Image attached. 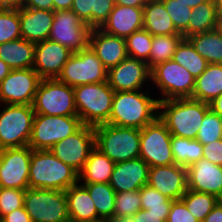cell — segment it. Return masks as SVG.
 <instances>
[{
	"mask_svg": "<svg viewBox=\"0 0 222 222\" xmlns=\"http://www.w3.org/2000/svg\"><path fill=\"white\" fill-rule=\"evenodd\" d=\"M159 115V100L151 89L115 92L108 124L142 129Z\"/></svg>",
	"mask_w": 222,
	"mask_h": 222,
	"instance_id": "obj_1",
	"label": "cell"
},
{
	"mask_svg": "<svg viewBox=\"0 0 222 222\" xmlns=\"http://www.w3.org/2000/svg\"><path fill=\"white\" fill-rule=\"evenodd\" d=\"M209 104L192 98L159 101V118L171 135L196 139Z\"/></svg>",
	"mask_w": 222,
	"mask_h": 222,
	"instance_id": "obj_2",
	"label": "cell"
},
{
	"mask_svg": "<svg viewBox=\"0 0 222 222\" xmlns=\"http://www.w3.org/2000/svg\"><path fill=\"white\" fill-rule=\"evenodd\" d=\"M78 182V173L50 150H32L29 188L65 191Z\"/></svg>",
	"mask_w": 222,
	"mask_h": 222,
	"instance_id": "obj_3",
	"label": "cell"
},
{
	"mask_svg": "<svg viewBox=\"0 0 222 222\" xmlns=\"http://www.w3.org/2000/svg\"><path fill=\"white\" fill-rule=\"evenodd\" d=\"M94 134L95 147L113 162L119 163L139 158L140 129L105 123L95 126Z\"/></svg>",
	"mask_w": 222,
	"mask_h": 222,
	"instance_id": "obj_4",
	"label": "cell"
},
{
	"mask_svg": "<svg viewBox=\"0 0 222 222\" xmlns=\"http://www.w3.org/2000/svg\"><path fill=\"white\" fill-rule=\"evenodd\" d=\"M77 116L84 125L98 126L109 122L115 92L108 81L74 87Z\"/></svg>",
	"mask_w": 222,
	"mask_h": 222,
	"instance_id": "obj_5",
	"label": "cell"
},
{
	"mask_svg": "<svg viewBox=\"0 0 222 222\" xmlns=\"http://www.w3.org/2000/svg\"><path fill=\"white\" fill-rule=\"evenodd\" d=\"M3 105L0 111V150L28 146L35 117L33 106Z\"/></svg>",
	"mask_w": 222,
	"mask_h": 222,
	"instance_id": "obj_6",
	"label": "cell"
},
{
	"mask_svg": "<svg viewBox=\"0 0 222 222\" xmlns=\"http://www.w3.org/2000/svg\"><path fill=\"white\" fill-rule=\"evenodd\" d=\"M24 208L32 222H70L65 191L28 188Z\"/></svg>",
	"mask_w": 222,
	"mask_h": 222,
	"instance_id": "obj_7",
	"label": "cell"
},
{
	"mask_svg": "<svg viewBox=\"0 0 222 222\" xmlns=\"http://www.w3.org/2000/svg\"><path fill=\"white\" fill-rule=\"evenodd\" d=\"M35 114L77 115L73 87L54 79H41L33 101Z\"/></svg>",
	"mask_w": 222,
	"mask_h": 222,
	"instance_id": "obj_8",
	"label": "cell"
},
{
	"mask_svg": "<svg viewBox=\"0 0 222 222\" xmlns=\"http://www.w3.org/2000/svg\"><path fill=\"white\" fill-rule=\"evenodd\" d=\"M195 81L187 69L172 59L151 69V84L158 89L159 101L192 98Z\"/></svg>",
	"mask_w": 222,
	"mask_h": 222,
	"instance_id": "obj_9",
	"label": "cell"
},
{
	"mask_svg": "<svg viewBox=\"0 0 222 222\" xmlns=\"http://www.w3.org/2000/svg\"><path fill=\"white\" fill-rule=\"evenodd\" d=\"M82 125L77 115L35 114L28 146L33 150H49L57 142L75 133Z\"/></svg>",
	"mask_w": 222,
	"mask_h": 222,
	"instance_id": "obj_10",
	"label": "cell"
},
{
	"mask_svg": "<svg viewBox=\"0 0 222 222\" xmlns=\"http://www.w3.org/2000/svg\"><path fill=\"white\" fill-rule=\"evenodd\" d=\"M108 70L88 46L67 60L57 79L71 87L107 81Z\"/></svg>",
	"mask_w": 222,
	"mask_h": 222,
	"instance_id": "obj_11",
	"label": "cell"
},
{
	"mask_svg": "<svg viewBox=\"0 0 222 222\" xmlns=\"http://www.w3.org/2000/svg\"><path fill=\"white\" fill-rule=\"evenodd\" d=\"M171 133L159 116L140 129V155L150 167L174 163L171 149Z\"/></svg>",
	"mask_w": 222,
	"mask_h": 222,
	"instance_id": "obj_12",
	"label": "cell"
},
{
	"mask_svg": "<svg viewBox=\"0 0 222 222\" xmlns=\"http://www.w3.org/2000/svg\"><path fill=\"white\" fill-rule=\"evenodd\" d=\"M91 28L70 9L54 11L49 40L67 47L73 53L89 46Z\"/></svg>",
	"mask_w": 222,
	"mask_h": 222,
	"instance_id": "obj_13",
	"label": "cell"
},
{
	"mask_svg": "<svg viewBox=\"0 0 222 222\" xmlns=\"http://www.w3.org/2000/svg\"><path fill=\"white\" fill-rule=\"evenodd\" d=\"M94 147V127L83 124L75 133L57 142L49 150L79 173Z\"/></svg>",
	"mask_w": 222,
	"mask_h": 222,
	"instance_id": "obj_14",
	"label": "cell"
},
{
	"mask_svg": "<svg viewBox=\"0 0 222 222\" xmlns=\"http://www.w3.org/2000/svg\"><path fill=\"white\" fill-rule=\"evenodd\" d=\"M40 81L33 68L11 69L0 83V104L32 105Z\"/></svg>",
	"mask_w": 222,
	"mask_h": 222,
	"instance_id": "obj_15",
	"label": "cell"
},
{
	"mask_svg": "<svg viewBox=\"0 0 222 222\" xmlns=\"http://www.w3.org/2000/svg\"><path fill=\"white\" fill-rule=\"evenodd\" d=\"M32 150L29 146L0 150V184L2 188L20 190L29 188Z\"/></svg>",
	"mask_w": 222,
	"mask_h": 222,
	"instance_id": "obj_16",
	"label": "cell"
},
{
	"mask_svg": "<svg viewBox=\"0 0 222 222\" xmlns=\"http://www.w3.org/2000/svg\"><path fill=\"white\" fill-rule=\"evenodd\" d=\"M107 81L114 92L146 90L144 86L151 83V69L142 60L127 57L108 70Z\"/></svg>",
	"mask_w": 222,
	"mask_h": 222,
	"instance_id": "obj_17",
	"label": "cell"
},
{
	"mask_svg": "<svg viewBox=\"0 0 222 222\" xmlns=\"http://www.w3.org/2000/svg\"><path fill=\"white\" fill-rule=\"evenodd\" d=\"M73 52L49 39L35 43L33 69L41 79L57 78Z\"/></svg>",
	"mask_w": 222,
	"mask_h": 222,
	"instance_id": "obj_18",
	"label": "cell"
},
{
	"mask_svg": "<svg viewBox=\"0 0 222 222\" xmlns=\"http://www.w3.org/2000/svg\"><path fill=\"white\" fill-rule=\"evenodd\" d=\"M147 184L167 198L179 200L188 190L187 169L177 164L150 167Z\"/></svg>",
	"mask_w": 222,
	"mask_h": 222,
	"instance_id": "obj_19",
	"label": "cell"
},
{
	"mask_svg": "<svg viewBox=\"0 0 222 222\" xmlns=\"http://www.w3.org/2000/svg\"><path fill=\"white\" fill-rule=\"evenodd\" d=\"M187 169V188L222 200V166L200 159Z\"/></svg>",
	"mask_w": 222,
	"mask_h": 222,
	"instance_id": "obj_20",
	"label": "cell"
},
{
	"mask_svg": "<svg viewBox=\"0 0 222 222\" xmlns=\"http://www.w3.org/2000/svg\"><path fill=\"white\" fill-rule=\"evenodd\" d=\"M149 169L141 158L116 163L109 185L117 193L139 190L148 183Z\"/></svg>",
	"mask_w": 222,
	"mask_h": 222,
	"instance_id": "obj_21",
	"label": "cell"
},
{
	"mask_svg": "<svg viewBox=\"0 0 222 222\" xmlns=\"http://www.w3.org/2000/svg\"><path fill=\"white\" fill-rule=\"evenodd\" d=\"M89 47L109 70L128 57L126 39L110 35L100 28L91 29Z\"/></svg>",
	"mask_w": 222,
	"mask_h": 222,
	"instance_id": "obj_22",
	"label": "cell"
},
{
	"mask_svg": "<svg viewBox=\"0 0 222 222\" xmlns=\"http://www.w3.org/2000/svg\"><path fill=\"white\" fill-rule=\"evenodd\" d=\"M143 8L114 5L107 21L100 28L107 34L127 38L143 29Z\"/></svg>",
	"mask_w": 222,
	"mask_h": 222,
	"instance_id": "obj_23",
	"label": "cell"
},
{
	"mask_svg": "<svg viewBox=\"0 0 222 222\" xmlns=\"http://www.w3.org/2000/svg\"><path fill=\"white\" fill-rule=\"evenodd\" d=\"M21 38L34 43L47 40L54 20V11L20 8Z\"/></svg>",
	"mask_w": 222,
	"mask_h": 222,
	"instance_id": "obj_24",
	"label": "cell"
},
{
	"mask_svg": "<svg viewBox=\"0 0 222 222\" xmlns=\"http://www.w3.org/2000/svg\"><path fill=\"white\" fill-rule=\"evenodd\" d=\"M70 222L97 219V210L87 188L77 182L65 190Z\"/></svg>",
	"mask_w": 222,
	"mask_h": 222,
	"instance_id": "obj_25",
	"label": "cell"
},
{
	"mask_svg": "<svg viewBox=\"0 0 222 222\" xmlns=\"http://www.w3.org/2000/svg\"><path fill=\"white\" fill-rule=\"evenodd\" d=\"M115 164L107 155L94 147L78 173V182L81 184L109 183Z\"/></svg>",
	"mask_w": 222,
	"mask_h": 222,
	"instance_id": "obj_26",
	"label": "cell"
},
{
	"mask_svg": "<svg viewBox=\"0 0 222 222\" xmlns=\"http://www.w3.org/2000/svg\"><path fill=\"white\" fill-rule=\"evenodd\" d=\"M35 43L19 38L0 44V59L10 69L33 68Z\"/></svg>",
	"mask_w": 222,
	"mask_h": 222,
	"instance_id": "obj_27",
	"label": "cell"
},
{
	"mask_svg": "<svg viewBox=\"0 0 222 222\" xmlns=\"http://www.w3.org/2000/svg\"><path fill=\"white\" fill-rule=\"evenodd\" d=\"M143 29L152 36L156 35H182L174 27L170 15L160 0H150L143 7Z\"/></svg>",
	"mask_w": 222,
	"mask_h": 222,
	"instance_id": "obj_28",
	"label": "cell"
},
{
	"mask_svg": "<svg viewBox=\"0 0 222 222\" xmlns=\"http://www.w3.org/2000/svg\"><path fill=\"white\" fill-rule=\"evenodd\" d=\"M222 94V64H208L196 78L192 99L211 103Z\"/></svg>",
	"mask_w": 222,
	"mask_h": 222,
	"instance_id": "obj_29",
	"label": "cell"
},
{
	"mask_svg": "<svg viewBox=\"0 0 222 222\" xmlns=\"http://www.w3.org/2000/svg\"><path fill=\"white\" fill-rule=\"evenodd\" d=\"M187 39L208 64H222V32L218 27Z\"/></svg>",
	"mask_w": 222,
	"mask_h": 222,
	"instance_id": "obj_30",
	"label": "cell"
},
{
	"mask_svg": "<svg viewBox=\"0 0 222 222\" xmlns=\"http://www.w3.org/2000/svg\"><path fill=\"white\" fill-rule=\"evenodd\" d=\"M218 25L215 0H208L192 9L188 24V37L213 30Z\"/></svg>",
	"mask_w": 222,
	"mask_h": 222,
	"instance_id": "obj_31",
	"label": "cell"
},
{
	"mask_svg": "<svg viewBox=\"0 0 222 222\" xmlns=\"http://www.w3.org/2000/svg\"><path fill=\"white\" fill-rule=\"evenodd\" d=\"M171 149L174 163L186 168L203 158V145L197 139L172 135Z\"/></svg>",
	"mask_w": 222,
	"mask_h": 222,
	"instance_id": "obj_32",
	"label": "cell"
},
{
	"mask_svg": "<svg viewBox=\"0 0 222 222\" xmlns=\"http://www.w3.org/2000/svg\"><path fill=\"white\" fill-rule=\"evenodd\" d=\"M172 60L187 69L195 79L205 71L208 65L207 61L195 51L187 38L180 41Z\"/></svg>",
	"mask_w": 222,
	"mask_h": 222,
	"instance_id": "obj_33",
	"label": "cell"
},
{
	"mask_svg": "<svg viewBox=\"0 0 222 222\" xmlns=\"http://www.w3.org/2000/svg\"><path fill=\"white\" fill-rule=\"evenodd\" d=\"M97 210V218H111L115 208V190L109 183L83 184Z\"/></svg>",
	"mask_w": 222,
	"mask_h": 222,
	"instance_id": "obj_34",
	"label": "cell"
},
{
	"mask_svg": "<svg viewBox=\"0 0 222 222\" xmlns=\"http://www.w3.org/2000/svg\"><path fill=\"white\" fill-rule=\"evenodd\" d=\"M183 38V35L153 36L149 62L147 63L148 67L152 69L157 64L171 60L178 44Z\"/></svg>",
	"mask_w": 222,
	"mask_h": 222,
	"instance_id": "obj_35",
	"label": "cell"
},
{
	"mask_svg": "<svg viewBox=\"0 0 222 222\" xmlns=\"http://www.w3.org/2000/svg\"><path fill=\"white\" fill-rule=\"evenodd\" d=\"M181 200L185 203L190 213L202 222L220 199L212 194L188 189Z\"/></svg>",
	"mask_w": 222,
	"mask_h": 222,
	"instance_id": "obj_36",
	"label": "cell"
},
{
	"mask_svg": "<svg viewBox=\"0 0 222 222\" xmlns=\"http://www.w3.org/2000/svg\"><path fill=\"white\" fill-rule=\"evenodd\" d=\"M141 209L150 213L169 214L173 200L167 198L148 184L140 188Z\"/></svg>",
	"mask_w": 222,
	"mask_h": 222,
	"instance_id": "obj_37",
	"label": "cell"
},
{
	"mask_svg": "<svg viewBox=\"0 0 222 222\" xmlns=\"http://www.w3.org/2000/svg\"><path fill=\"white\" fill-rule=\"evenodd\" d=\"M152 35L145 29L134 32L126 38L128 57L149 62L152 47Z\"/></svg>",
	"mask_w": 222,
	"mask_h": 222,
	"instance_id": "obj_38",
	"label": "cell"
},
{
	"mask_svg": "<svg viewBox=\"0 0 222 222\" xmlns=\"http://www.w3.org/2000/svg\"><path fill=\"white\" fill-rule=\"evenodd\" d=\"M21 38L19 9H0V44Z\"/></svg>",
	"mask_w": 222,
	"mask_h": 222,
	"instance_id": "obj_39",
	"label": "cell"
},
{
	"mask_svg": "<svg viewBox=\"0 0 222 222\" xmlns=\"http://www.w3.org/2000/svg\"><path fill=\"white\" fill-rule=\"evenodd\" d=\"M196 139L202 145L222 139V118L211 109L206 112Z\"/></svg>",
	"mask_w": 222,
	"mask_h": 222,
	"instance_id": "obj_40",
	"label": "cell"
},
{
	"mask_svg": "<svg viewBox=\"0 0 222 222\" xmlns=\"http://www.w3.org/2000/svg\"><path fill=\"white\" fill-rule=\"evenodd\" d=\"M170 15L175 29L188 38V24L191 17L192 8L187 7L176 0H160Z\"/></svg>",
	"mask_w": 222,
	"mask_h": 222,
	"instance_id": "obj_41",
	"label": "cell"
},
{
	"mask_svg": "<svg viewBox=\"0 0 222 222\" xmlns=\"http://www.w3.org/2000/svg\"><path fill=\"white\" fill-rule=\"evenodd\" d=\"M141 209L140 189L115 194L114 215L133 216Z\"/></svg>",
	"mask_w": 222,
	"mask_h": 222,
	"instance_id": "obj_42",
	"label": "cell"
},
{
	"mask_svg": "<svg viewBox=\"0 0 222 222\" xmlns=\"http://www.w3.org/2000/svg\"><path fill=\"white\" fill-rule=\"evenodd\" d=\"M25 190L2 188L0 192V220L10 212L24 207Z\"/></svg>",
	"mask_w": 222,
	"mask_h": 222,
	"instance_id": "obj_43",
	"label": "cell"
},
{
	"mask_svg": "<svg viewBox=\"0 0 222 222\" xmlns=\"http://www.w3.org/2000/svg\"><path fill=\"white\" fill-rule=\"evenodd\" d=\"M71 10L82 22L94 29V0H74Z\"/></svg>",
	"mask_w": 222,
	"mask_h": 222,
	"instance_id": "obj_44",
	"label": "cell"
},
{
	"mask_svg": "<svg viewBox=\"0 0 222 222\" xmlns=\"http://www.w3.org/2000/svg\"><path fill=\"white\" fill-rule=\"evenodd\" d=\"M166 222H200L188 210L185 203L179 200H173L170 213Z\"/></svg>",
	"mask_w": 222,
	"mask_h": 222,
	"instance_id": "obj_45",
	"label": "cell"
},
{
	"mask_svg": "<svg viewBox=\"0 0 222 222\" xmlns=\"http://www.w3.org/2000/svg\"><path fill=\"white\" fill-rule=\"evenodd\" d=\"M114 5L115 0H94V29L103 26Z\"/></svg>",
	"mask_w": 222,
	"mask_h": 222,
	"instance_id": "obj_46",
	"label": "cell"
},
{
	"mask_svg": "<svg viewBox=\"0 0 222 222\" xmlns=\"http://www.w3.org/2000/svg\"><path fill=\"white\" fill-rule=\"evenodd\" d=\"M203 159L222 166V139L203 145Z\"/></svg>",
	"mask_w": 222,
	"mask_h": 222,
	"instance_id": "obj_47",
	"label": "cell"
},
{
	"mask_svg": "<svg viewBox=\"0 0 222 222\" xmlns=\"http://www.w3.org/2000/svg\"><path fill=\"white\" fill-rule=\"evenodd\" d=\"M167 214L150 213L147 209H140L134 215L135 222H166Z\"/></svg>",
	"mask_w": 222,
	"mask_h": 222,
	"instance_id": "obj_48",
	"label": "cell"
},
{
	"mask_svg": "<svg viewBox=\"0 0 222 222\" xmlns=\"http://www.w3.org/2000/svg\"><path fill=\"white\" fill-rule=\"evenodd\" d=\"M0 222H32L24 207L16 209L5 215Z\"/></svg>",
	"mask_w": 222,
	"mask_h": 222,
	"instance_id": "obj_49",
	"label": "cell"
},
{
	"mask_svg": "<svg viewBox=\"0 0 222 222\" xmlns=\"http://www.w3.org/2000/svg\"><path fill=\"white\" fill-rule=\"evenodd\" d=\"M24 7L53 11V0H25Z\"/></svg>",
	"mask_w": 222,
	"mask_h": 222,
	"instance_id": "obj_50",
	"label": "cell"
},
{
	"mask_svg": "<svg viewBox=\"0 0 222 222\" xmlns=\"http://www.w3.org/2000/svg\"><path fill=\"white\" fill-rule=\"evenodd\" d=\"M202 222H222V200L218 201Z\"/></svg>",
	"mask_w": 222,
	"mask_h": 222,
	"instance_id": "obj_51",
	"label": "cell"
},
{
	"mask_svg": "<svg viewBox=\"0 0 222 222\" xmlns=\"http://www.w3.org/2000/svg\"><path fill=\"white\" fill-rule=\"evenodd\" d=\"M25 0H0V9H20Z\"/></svg>",
	"mask_w": 222,
	"mask_h": 222,
	"instance_id": "obj_52",
	"label": "cell"
},
{
	"mask_svg": "<svg viewBox=\"0 0 222 222\" xmlns=\"http://www.w3.org/2000/svg\"><path fill=\"white\" fill-rule=\"evenodd\" d=\"M150 0H115V5L143 8Z\"/></svg>",
	"mask_w": 222,
	"mask_h": 222,
	"instance_id": "obj_53",
	"label": "cell"
},
{
	"mask_svg": "<svg viewBox=\"0 0 222 222\" xmlns=\"http://www.w3.org/2000/svg\"><path fill=\"white\" fill-rule=\"evenodd\" d=\"M74 0H53V11L70 10Z\"/></svg>",
	"mask_w": 222,
	"mask_h": 222,
	"instance_id": "obj_54",
	"label": "cell"
},
{
	"mask_svg": "<svg viewBox=\"0 0 222 222\" xmlns=\"http://www.w3.org/2000/svg\"><path fill=\"white\" fill-rule=\"evenodd\" d=\"M210 109L222 118V94L209 103Z\"/></svg>",
	"mask_w": 222,
	"mask_h": 222,
	"instance_id": "obj_55",
	"label": "cell"
},
{
	"mask_svg": "<svg viewBox=\"0 0 222 222\" xmlns=\"http://www.w3.org/2000/svg\"><path fill=\"white\" fill-rule=\"evenodd\" d=\"M176 1L193 9L200 4L207 2L208 0H176Z\"/></svg>",
	"mask_w": 222,
	"mask_h": 222,
	"instance_id": "obj_56",
	"label": "cell"
},
{
	"mask_svg": "<svg viewBox=\"0 0 222 222\" xmlns=\"http://www.w3.org/2000/svg\"><path fill=\"white\" fill-rule=\"evenodd\" d=\"M10 67L0 59V83L10 73Z\"/></svg>",
	"mask_w": 222,
	"mask_h": 222,
	"instance_id": "obj_57",
	"label": "cell"
},
{
	"mask_svg": "<svg viewBox=\"0 0 222 222\" xmlns=\"http://www.w3.org/2000/svg\"><path fill=\"white\" fill-rule=\"evenodd\" d=\"M109 222H135L133 216H116L109 218Z\"/></svg>",
	"mask_w": 222,
	"mask_h": 222,
	"instance_id": "obj_58",
	"label": "cell"
},
{
	"mask_svg": "<svg viewBox=\"0 0 222 222\" xmlns=\"http://www.w3.org/2000/svg\"><path fill=\"white\" fill-rule=\"evenodd\" d=\"M218 24H222V0H215Z\"/></svg>",
	"mask_w": 222,
	"mask_h": 222,
	"instance_id": "obj_59",
	"label": "cell"
},
{
	"mask_svg": "<svg viewBox=\"0 0 222 222\" xmlns=\"http://www.w3.org/2000/svg\"><path fill=\"white\" fill-rule=\"evenodd\" d=\"M83 222H109L108 218H97L94 220H88V221H83Z\"/></svg>",
	"mask_w": 222,
	"mask_h": 222,
	"instance_id": "obj_60",
	"label": "cell"
},
{
	"mask_svg": "<svg viewBox=\"0 0 222 222\" xmlns=\"http://www.w3.org/2000/svg\"><path fill=\"white\" fill-rule=\"evenodd\" d=\"M218 28L220 29V31L222 32V24L218 25Z\"/></svg>",
	"mask_w": 222,
	"mask_h": 222,
	"instance_id": "obj_61",
	"label": "cell"
}]
</instances>
